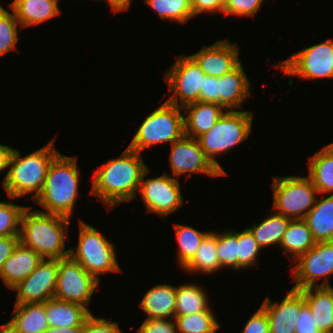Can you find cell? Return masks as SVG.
<instances>
[{
    "instance_id": "6da1fadb",
    "label": "cell",
    "mask_w": 333,
    "mask_h": 333,
    "mask_svg": "<svg viewBox=\"0 0 333 333\" xmlns=\"http://www.w3.org/2000/svg\"><path fill=\"white\" fill-rule=\"evenodd\" d=\"M147 169L141 153L127 147L121 156L108 160L96 169L90 193L112 209L117 204L137 197L143 174Z\"/></svg>"
},
{
    "instance_id": "7a4b0ae2",
    "label": "cell",
    "mask_w": 333,
    "mask_h": 333,
    "mask_svg": "<svg viewBox=\"0 0 333 333\" xmlns=\"http://www.w3.org/2000/svg\"><path fill=\"white\" fill-rule=\"evenodd\" d=\"M26 207L20 221L19 241L34 250L43 259H62L69 256L65 238L69 218Z\"/></svg>"
},
{
    "instance_id": "3957f363",
    "label": "cell",
    "mask_w": 333,
    "mask_h": 333,
    "mask_svg": "<svg viewBox=\"0 0 333 333\" xmlns=\"http://www.w3.org/2000/svg\"><path fill=\"white\" fill-rule=\"evenodd\" d=\"M54 138L44 147L21 157L19 150H12L9 170L4 176L3 187L9 198L15 199L34 193L35 199L42 190L48 168L52 160L60 153L53 148Z\"/></svg>"
},
{
    "instance_id": "277c9868",
    "label": "cell",
    "mask_w": 333,
    "mask_h": 333,
    "mask_svg": "<svg viewBox=\"0 0 333 333\" xmlns=\"http://www.w3.org/2000/svg\"><path fill=\"white\" fill-rule=\"evenodd\" d=\"M78 183L76 158L59 153L48 168L41 192L33 200L45 208L46 213L70 218L78 195Z\"/></svg>"
},
{
    "instance_id": "5b68a950",
    "label": "cell",
    "mask_w": 333,
    "mask_h": 333,
    "mask_svg": "<svg viewBox=\"0 0 333 333\" xmlns=\"http://www.w3.org/2000/svg\"><path fill=\"white\" fill-rule=\"evenodd\" d=\"M252 120L251 111H227L208 132L197 138L205 155L224 175L227 172L214 157L247 139L252 130Z\"/></svg>"
},
{
    "instance_id": "8992f818",
    "label": "cell",
    "mask_w": 333,
    "mask_h": 333,
    "mask_svg": "<svg viewBox=\"0 0 333 333\" xmlns=\"http://www.w3.org/2000/svg\"><path fill=\"white\" fill-rule=\"evenodd\" d=\"M79 224L78 246L71 248L69 255L97 281H100L98 275L105 272H121L114 244L93 226L83 221H79Z\"/></svg>"
},
{
    "instance_id": "52a82bcc",
    "label": "cell",
    "mask_w": 333,
    "mask_h": 333,
    "mask_svg": "<svg viewBox=\"0 0 333 333\" xmlns=\"http://www.w3.org/2000/svg\"><path fill=\"white\" fill-rule=\"evenodd\" d=\"M181 108L164 102L140 124L128 148L141 153L145 148L159 143L179 140L184 134V116Z\"/></svg>"
},
{
    "instance_id": "ba28073f",
    "label": "cell",
    "mask_w": 333,
    "mask_h": 333,
    "mask_svg": "<svg viewBox=\"0 0 333 333\" xmlns=\"http://www.w3.org/2000/svg\"><path fill=\"white\" fill-rule=\"evenodd\" d=\"M273 209L291 219H304L316 202L317 189L310 177H275Z\"/></svg>"
},
{
    "instance_id": "9c48e42d",
    "label": "cell",
    "mask_w": 333,
    "mask_h": 333,
    "mask_svg": "<svg viewBox=\"0 0 333 333\" xmlns=\"http://www.w3.org/2000/svg\"><path fill=\"white\" fill-rule=\"evenodd\" d=\"M276 67L289 76L297 75L302 79L333 78V40L329 38L294 53Z\"/></svg>"
},
{
    "instance_id": "30bf717a",
    "label": "cell",
    "mask_w": 333,
    "mask_h": 333,
    "mask_svg": "<svg viewBox=\"0 0 333 333\" xmlns=\"http://www.w3.org/2000/svg\"><path fill=\"white\" fill-rule=\"evenodd\" d=\"M97 281L81 264L70 255L59 259L57 285L54 298L83 307L89 305L92 294L98 286Z\"/></svg>"
},
{
    "instance_id": "8fae6325",
    "label": "cell",
    "mask_w": 333,
    "mask_h": 333,
    "mask_svg": "<svg viewBox=\"0 0 333 333\" xmlns=\"http://www.w3.org/2000/svg\"><path fill=\"white\" fill-rule=\"evenodd\" d=\"M205 75L191 56H178L176 62L166 73L165 81L170 90L174 92V95L168 98L167 102L180 108L198 102Z\"/></svg>"
},
{
    "instance_id": "7c38bea8",
    "label": "cell",
    "mask_w": 333,
    "mask_h": 333,
    "mask_svg": "<svg viewBox=\"0 0 333 333\" xmlns=\"http://www.w3.org/2000/svg\"><path fill=\"white\" fill-rule=\"evenodd\" d=\"M296 261L298 263L292 268V280L297 283L292 289L330 286L327 277L333 275V241L316 242L314 247L299 256ZM322 277L324 281L315 284L317 279Z\"/></svg>"
},
{
    "instance_id": "4fadbf2b",
    "label": "cell",
    "mask_w": 333,
    "mask_h": 333,
    "mask_svg": "<svg viewBox=\"0 0 333 333\" xmlns=\"http://www.w3.org/2000/svg\"><path fill=\"white\" fill-rule=\"evenodd\" d=\"M148 171L149 169L144 172L140 183L141 199L146 203L148 213L167 216L181 207L184 202L180 192V182L167 173L145 181Z\"/></svg>"
},
{
    "instance_id": "5bb4252c",
    "label": "cell",
    "mask_w": 333,
    "mask_h": 333,
    "mask_svg": "<svg viewBox=\"0 0 333 333\" xmlns=\"http://www.w3.org/2000/svg\"><path fill=\"white\" fill-rule=\"evenodd\" d=\"M59 259H43L38 267L12 290L17 291L15 304L44 303L54 298Z\"/></svg>"
},
{
    "instance_id": "9a60e30c",
    "label": "cell",
    "mask_w": 333,
    "mask_h": 333,
    "mask_svg": "<svg viewBox=\"0 0 333 333\" xmlns=\"http://www.w3.org/2000/svg\"><path fill=\"white\" fill-rule=\"evenodd\" d=\"M170 166L174 175L194 172L212 177L224 175L205 155L197 139L183 136L171 144Z\"/></svg>"
},
{
    "instance_id": "2e32d148",
    "label": "cell",
    "mask_w": 333,
    "mask_h": 333,
    "mask_svg": "<svg viewBox=\"0 0 333 333\" xmlns=\"http://www.w3.org/2000/svg\"><path fill=\"white\" fill-rule=\"evenodd\" d=\"M305 304L303 294L295 289H291L279 304L266 297L261 307L268 315L270 333H295L298 315Z\"/></svg>"
},
{
    "instance_id": "e0dca14e",
    "label": "cell",
    "mask_w": 333,
    "mask_h": 333,
    "mask_svg": "<svg viewBox=\"0 0 333 333\" xmlns=\"http://www.w3.org/2000/svg\"><path fill=\"white\" fill-rule=\"evenodd\" d=\"M208 76L222 77L232 71L241 61L239 48L234 43L220 40L204 46L199 52L190 55Z\"/></svg>"
},
{
    "instance_id": "ac0fdd59",
    "label": "cell",
    "mask_w": 333,
    "mask_h": 333,
    "mask_svg": "<svg viewBox=\"0 0 333 333\" xmlns=\"http://www.w3.org/2000/svg\"><path fill=\"white\" fill-rule=\"evenodd\" d=\"M42 260L39 254L19 241L4 263L0 277L6 286L12 289L28 277Z\"/></svg>"
},
{
    "instance_id": "d6986e66",
    "label": "cell",
    "mask_w": 333,
    "mask_h": 333,
    "mask_svg": "<svg viewBox=\"0 0 333 333\" xmlns=\"http://www.w3.org/2000/svg\"><path fill=\"white\" fill-rule=\"evenodd\" d=\"M315 290V291H313ZM310 308L315 325L321 333L333 332V288L315 286L299 290Z\"/></svg>"
},
{
    "instance_id": "ffe728a7",
    "label": "cell",
    "mask_w": 333,
    "mask_h": 333,
    "mask_svg": "<svg viewBox=\"0 0 333 333\" xmlns=\"http://www.w3.org/2000/svg\"><path fill=\"white\" fill-rule=\"evenodd\" d=\"M183 110L189 112L184 116V134L195 139L208 132L225 113L217 103L200 101L184 106Z\"/></svg>"
},
{
    "instance_id": "44dd1931",
    "label": "cell",
    "mask_w": 333,
    "mask_h": 333,
    "mask_svg": "<svg viewBox=\"0 0 333 333\" xmlns=\"http://www.w3.org/2000/svg\"><path fill=\"white\" fill-rule=\"evenodd\" d=\"M250 81L241 62L230 72L220 77V105L227 111L241 107L250 96Z\"/></svg>"
},
{
    "instance_id": "7402d4cb",
    "label": "cell",
    "mask_w": 333,
    "mask_h": 333,
    "mask_svg": "<svg viewBox=\"0 0 333 333\" xmlns=\"http://www.w3.org/2000/svg\"><path fill=\"white\" fill-rule=\"evenodd\" d=\"M45 314L49 327H83L92 314L79 304L51 298L45 302Z\"/></svg>"
},
{
    "instance_id": "603a6c76",
    "label": "cell",
    "mask_w": 333,
    "mask_h": 333,
    "mask_svg": "<svg viewBox=\"0 0 333 333\" xmlns=\"http://www.w3.org/2000/svg\"><path fill=\"white\" fill-rule=\"evenodd\" d=\"M139 307L147 313V318L173 320L176 309V287L168 284L152 287L144 295Z\"/></svg>"
},
{
    "instance_id": "cb8c5ba5",
    "label": "cell",
    "mask_w": 333,
    "mask_h": 333,
    "mask_svg": "<svg viewBox=\"0 0 333 333\" xmlns=\"http://www.w3.org/2000/svg\"><path fill=\"white\" fill-rule=\"evenodd\" d=\"M9 6L22 28L60 15L58 0H13Z\"/></svg>"
},
{
    "instance_id": "d4e9b609",
    "label": "cell",
    "mask_w": 333,
    "mask_h": 333,
    "mask_svg": "<svg viewBox=\"0 0 333 333\" xmlns=\"http://www.w3.org/2000/svg\"><path fill=\"white\" fill-rule=\"evenodd\" d=\"M303 220L315 242L333 241V194L321 200L317 198Z\"/></svg>"
},
{
    "instance_id": "484cf974",
    "label": "cell",
    "mask_w": 333,
    "mask_h": 333,
    "mask_svg": "<svg viewBox=\"0 0 333 333\" xmlns=\"http://www.w3.org/2000/svg\"><path fill=\"white\" fill-rule=\"evenodd\" d=\"M309 159L308 176L318 193L333 192V143L322 147Z\"/></svg>"
},
{
    "instance_id": "4316f807",
    "label": "cell",
    "mask_w": 333,
    "mask_h": 333,
    "mask_svg": "<svg viewBox=\"0 0 333 333\" xmlns=\"http://www.w3.org/2000/svg\"><path fill=\"white\" fill-rule=\"evenodd\" d=\"M14 316L10 319L20 333H44L49 327L44 303L15 304Z\"/></svg>"
},
{
    "instance_id": "83f0119b",
    "label": "cell",
    "mask_w": 333,
    "mask_h": 333,
    "mask_svg": "<svg viewBox=\"0 0 333 333\" xmlns=\"http://www.w3.org/2000/svg\"><path fill=\"white\" fill-rule=\"evenodd\" d=\"M315 243L307 223L303 219H292L283 234L280 246L296 260L314 247Z\"/></svg>"
},
{
    "instance_id": "f1b7e54d",
    "label": "cell",
    "mask_w": 333,
    "mask_h": 333,
    "mask_svg": "<svg viewBox=\"0 0 333 333\" xmlns=\"http://www.w3.org/2000/svg\"><path fill=\"white\" fill-rule=\"evenodd\" d=\"M292 219L279 213L269 215L259 225L253 224V227L247 228L259 247L263 249L269 245L281 244L283 234Z\"/></svg>"
},
{
    "instance_id": "f546056e",
    "label": "cell",
    "mask_w": 333,
    "mask_h": 333,
    "mask_svg": "<svg viewBox=\"0 0 333 333\" xmlns=\"http://www.w3.org/2000/svg\"><path fill=\"white\" fill-rule=\"evenodd\" d=\"M218 234L210 232L201 242L194 257L183 267L186 272L213 273L220 270L217 256Z\"/></svg>"
},
{
    "instance_id": "4dcf8cb0",
    "label": "cell",
    "mask_w": 333,
    "mask_h": 333,
    "mask_svg": "<svg viewBox=\"0 0 333 333\" xmlns=\"http://www.w3.org/2000/svg\"><path fill=\"white\" fill-rule=\"evenodd\" d=\"M208 296L200 286L185 284L176 287L175 316L204 312L209 308Z\"/></svg>"
},
{
    "instance_id": "1f68e13d",
    "label": "cell",
    "mask_w": 333,
    "mask_h": 333,
    "mask_svg": "<svg viewBox=\"0 0 333 333\" xmlns=\"http://www.w3.org/2000/svg\"><path fill=\"white\" fill-rule=\"evenodd\" d=\"M210 307L204 312L175 316L174 322L180 333H216L220 324Z\"/></svg>"
},
{
    "instance_id": "d6a6232c",
    "label": "cell",
    "mask_w": 333,
    "mask_h": 333,
    "mask_svg": "<svg viewBox=\"0 0 333 333\" xmlns=\"http://www.w3.org/2000/svg\"><path fill=\"white\" fill-rule=\"evenodd\" d=\"M175 229L179 244V263L183 268L194 257L201 242L210 232H200L193 227L177 223Z\"/></svg>"
},
{
    "instance_id": "836d02e7",
    "label": "cell",
    "mask_w": 333,
    "mask_h": 333,
    "mask_svg": "<svg viewBox=\"0 0 333 333\" xmlns=\"http://www.w3.org/2000/svg\"><path fill=\"white\" fill-rule=\"evenodd\" d=\"M161 19L176 20L185 24L193 15L190 0H145Z\"/></svg>"
},
{
    "instance_id": "e575fe53",
    "label": "cell",
    "mask_w": 333,
    "mask_h": 333,
    "mask_svg": "<svg viewBox=\"0 0 333 333\" xmlns=\"http://www.w3.org/2000/svg\"><path fill=\"white\" fill-rule=\"evenodd\" d=\"M18 20L14 12L0 6V56L16 49L18 41Z\"/></svg>"
},
{
    "instance_id": "d590c367",
    "label": "cell",
    "mask_w": 333,
    "mask_h": 333,
    "mask_svg": "<svg viewBox=\"0 0 333 333\" xmlns=\"http://www.w3.org/2000/svg\"><path fill=\"white\" fill-rule=\"evenodd\" d=\"M237 244L238 232L228 230L218 234L217 256L220 268L225 266L238 270Z\"/></svg>"
},
{
    "instance_id": "8d00e7d4",
    "label": "cell",
    "mask_w": 333,
    "mask_h": 333,
    "mask_svg": "<svg viewBox=\"0 0 333 333\" xmlns=\"http://www.w3.org/2000/svg\"><path fill=\"white\" fill-rule=\"evenodd\" d=\"M261 248L257 241L254 239L251 232L245 228L242 232H238V244H237V258L238 269L248 268L256 264L257 256Z\"/></svg>"
},
{
    "instance_id": "74e56055",
    "label": "cell",
    "mask_w": 333,
    "mask_h": 333,
    "mask_svg": "<svg viewBox=\"0 0 333 333\" xmlns=\"http://www.w3.org/2000/svg\"><path fill=\"white\" fill-rule=\"evenodd\" d=\"M25 208L12 202H0V237L20 234L18 225Z\"/></svg>"
},
{
    "instance_id": "f35d334b",
    "label": "cell",
    "mask_w": 333,
    "mask_h": 333,
    "mask_svg": "<svg viewBox=\"0 0 333 333\" xmlns=\"http://www.w3.org/2000/svg\"><path fill=\"white\" fill-rule=\"evenodd\" d=\"M263 0H228L223 13L226 15L254 16L260 9Z\"/></svg>"
},
{
    "instance_id": "ab89813d",
    "label": "cell",
    "mask_w": 333,
    "mask_h": 333,
    "mask_svg": "<svg viewBox=\"0 0 333 333\" xmlns=\"http://www.w3.org/2000/svg\"><path fill=\"white\" fill-rule=\"evenodd\" d=\"M118 323L110 322L104 318H96L92 314L84 323L82 333H121Z\"/></svg>"
},
{
    "instance_id": "60d3db41",
    "label": "cell",
    "mask_w": 333,
    "mask_h": 333,
    "mask_svg": "<svg viewBox=\"0 0 333 333\" xmlns=\"http://www.w3.org/2000/svg\"><path fill=\"white\" fill-rule=\"evenodd\" d=\"M171 319L145 318L137 333H178L175 322Z\"/></svg>"
},
{
    "instance_id": "b9f144b4",
    "label": "cell",
    "mask_w": 333,
    "mask_h": 333,
    "mask_svg": "<svg viewBox=\"0 0 333 333\" xmlns=\"http://www.w3.org/2000/svg\"><path fill=\"white\" fill-rule=\"evenodd\" d=\"M199 101L220 105V77L205 75L203 89H200L199 93Z\"/></svg>"
},
{
    "instance_id": "7bdbcfd3",
    "label": "cell",
    "mask_w": 333,
    "mask_h": 333,
    "mask_svg": "<svg viewBox=\"0 0 333 333\" xmlns=\"http://www.w3.org/2000/svg\"><path fill=\"white\" fill-rule=\"evenodd\" d=\"M242 333H270L268 315L261 306L247 321Z\"/></svg>"
},
{
    "instance_id": "ee69618b",
    "label": "cell",
    "mask_w": 333,
    "mask_h": 333,
    "mask_svg": "<svg viewBox=\"0 0 333 333\" xmlns=\"http://www.w3.org/2000/svg\"><path fill=\"white\" fill-rule=\"evenodd\" d=\"M298 317L295 333H321L315 325L312 312L307 304L301 308Z\"/></svg>"
},
{
    "instance_id": "f6af8a7d",
    "label": "cell",
    "mask_w": 333,
    "mask_h": 333,
    "mask_svg": "<svg viewBox=\"0 0 333 333\" xmlns=\"http://www.w3.org/2000/svg\"><path fill=\"white\" fill-rule=\"evenodd\" d=\"M19 242V235H8L0 237V275L6 260L11 256Z\"/></svg>"
},
{
    "instance_id": "bcb514c9",
    "label": "cell",
    "mask_w": 333,
    "mask_h": 333,
    "mask_svg": "<svg viewBox=\"0 0 333 333\" xmlns=\"http://www.w3.org/2000/svg\"><path fill=\"white\" fill-rule=\"evenodd\" d=\"M193 15L201 14L204 12H223L224 7L217 0H190Z\"/></svg>"
},
{
    "instance_id": "7dc6e473",
    "label": "cell",
    "mask_w": 333,
    "mask_h": 333,
    "mask_svg": "<svg viewBox=\"0 0 333 333\" xmlns=\"http://www.w3.org/2000/svg\"><path fill=\"white\" fill-rule=\"evenodd\" d=\"M13 148L0 144V172L8 167Z\"/></svg>"
},
{
    "instance_id": "c3c4849f",
    "label": "cell",
    "mask_w": 333,
    "mask_h": 333,
    "mask_svg": "<svg viewBox=\"0 0 333 333\" xmlns=\"http://www.w3.org/2000/svg\"><path fill=\"white\" fill-rule=\"evenodd\" d=\"M132 0H107L106 2L110 5L114 12H120L128 10Z\"/></svg>"
},
{
    "instance_id": "681fc988",
    "label": "cell",
    "mask_w": 333,
    "mask_h": 333,
    "mask_svg": "<svg viewBox=\"0 0 333 333\" xmlns=\"http://www.w3.org/2000/svg\"><path fill=\"white\" fill-rule=\"evenodd\" d=\"M83 327H48L44 333H82Z\"/></svg>"
},
{
    "instance_id": "f907efd6",
    "label": "cell",
    "mask_w": 333,
    "mask_h": 333,
    "mask_svg": "<svg viewBox=\"0 0 333 333\" xmlns=\"http://www.w3.org/2000/svg\"><path fill=\"white\" fill-rule=\"evenodd\" d=\"M0 333H20L16 327L9 320L6 324H3L0 327Z\"/></svg>"
},
{
    "instance_id": "816d5d0a",
    "label": "cell",
    "mask_w": 333,
    "mask_h": 333,
    "mask_svg": "<svg viewBox=\"0 0 333 333\" xmlns=\"http://www.w3.org/2000/svg\"><path fill=\"white\" fill-rule=\"evenodd\" d=\"M224 8L228 3V0H217Z\"/></svg>"
}]
</instances>
